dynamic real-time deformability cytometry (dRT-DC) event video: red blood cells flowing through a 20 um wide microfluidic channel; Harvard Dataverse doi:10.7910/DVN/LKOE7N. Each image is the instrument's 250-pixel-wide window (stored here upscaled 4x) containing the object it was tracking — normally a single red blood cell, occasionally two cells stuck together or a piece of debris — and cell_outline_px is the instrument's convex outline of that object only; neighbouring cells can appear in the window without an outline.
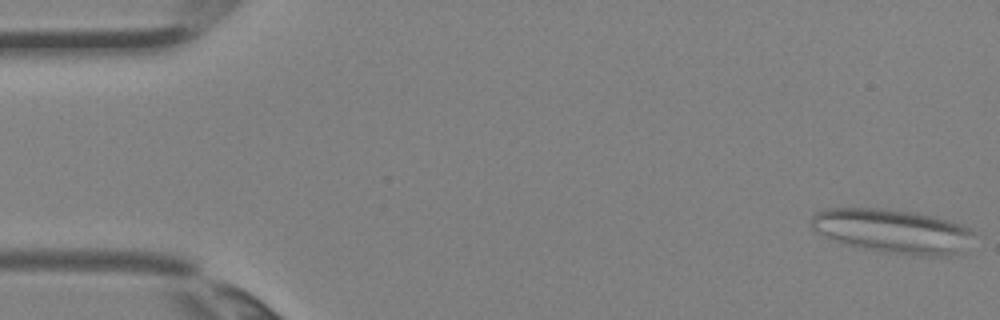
{"species": "Egyptian fruit bat (a non-hibernating species)", "species_latin": "Rousettus aegyptiacus", "temperature_condition": "room temperature", "stored_images_in_passage": 4, "camera_frame_rate_fps": 3000, "um_per_image_px": 0.085, "animal": {"sex": "female"}, "frame": {"image": 1, "passage_image": 1, "time_ms": 0.0, "image_size_px": [1000, 320], "cell_outline_px": [[972, 232], [964, 252], [948, 256], [920, 256], [888, 252], [848, 244], [824, 236], [812, 228], [808, 224], [812, 216], [816, 212], [824, 208], [876, 208], [916, 212], [936, 216], [972, 228]], "centroid_in_image_um": [75.88, 19.63], "position_along_channel_um": 9.1, "area_um2": 41.62}}